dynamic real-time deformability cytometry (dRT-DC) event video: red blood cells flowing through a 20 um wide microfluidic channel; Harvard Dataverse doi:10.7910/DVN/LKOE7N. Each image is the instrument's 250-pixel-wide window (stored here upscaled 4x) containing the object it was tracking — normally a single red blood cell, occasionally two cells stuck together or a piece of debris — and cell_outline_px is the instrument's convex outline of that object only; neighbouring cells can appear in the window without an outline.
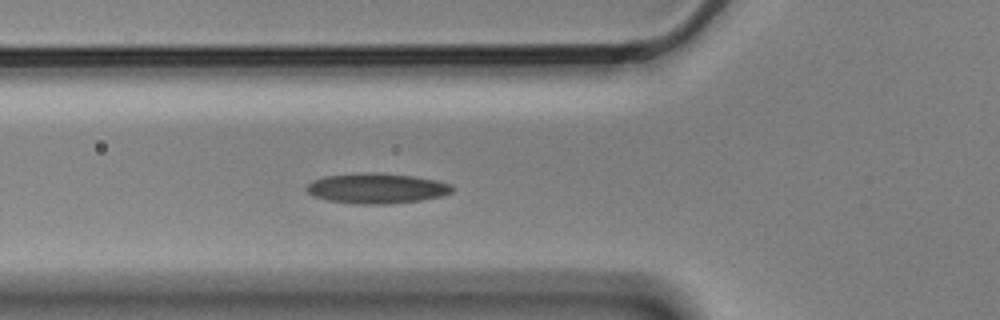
{"species": "Egyptian fruit bat (a non-hibernating species)", "species_latin": "Rousettus aegyptiacus", "temperature_condition": "cold", "stored_images_in_passage": 5, "camera_frame_rate_fps": 3000, "um_per_image_px": 0.085, "animal": {"sex": "male"}, "frame": {"image": 1, "passage_image": 5, "time_ms": 1.333, "image_size_px": [1000, 320], "cell_outline_px": [[456, 188], [452, 192], [440, 196], [420, 200], [392, 204], [360, 204], [328, 200], [312, 196], [304, 188], [312, 180], [324, 176], [364, 172], [380, 172], [412, 176], [436, 180], [452, 184]], "centroid_in_image_um": [32.02, 16.0], "position_along_channel_um": 93.8, "area_um2": 25.89}}